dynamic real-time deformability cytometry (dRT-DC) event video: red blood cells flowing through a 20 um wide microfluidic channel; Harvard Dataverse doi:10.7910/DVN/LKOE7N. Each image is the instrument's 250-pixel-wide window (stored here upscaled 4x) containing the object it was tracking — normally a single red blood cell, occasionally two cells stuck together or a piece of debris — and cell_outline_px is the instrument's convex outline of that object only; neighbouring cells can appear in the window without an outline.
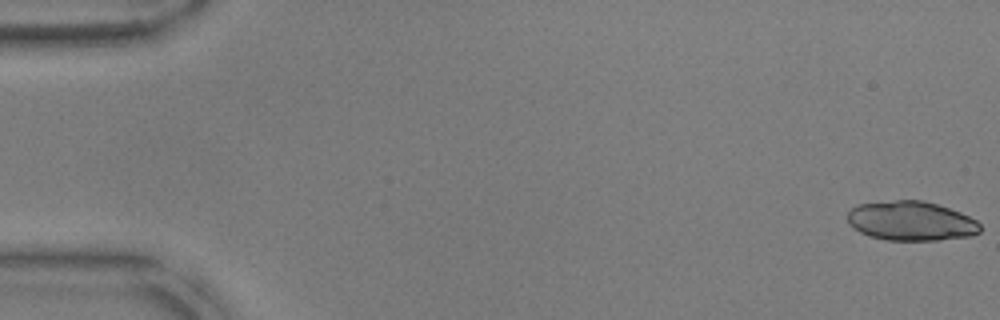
{"species": "common noctule bat (a hibernating species)", "species_latin": "Nyctalus noctula", "temperature_condition": "warm", "stored_images_in_passage": 53, "camera_frame_rate_fps": 3000, "um_per_image_px": 0.085, "animal": {"sex": "male", "body_mass_g": 17.9, "forearm_length_mm": 54.2}, "frame": {"image": 1, "passage_image": 1, "time_ms": 0.0, "image_size_px": [1000, 320], "cell_outline_px": [[980, 232], [972, 236], [940, 240], [884, 240], [868, 236], [860, 232], [848, 224], [848, 212], [856, 204], [896, 200], [924, 200], [960, 212], [976, 220], [980, 224]], "centroid_in_image_um": [77.43, 18.79], "position_along_channel_um": 7.6, "area_um2": 30.63}}
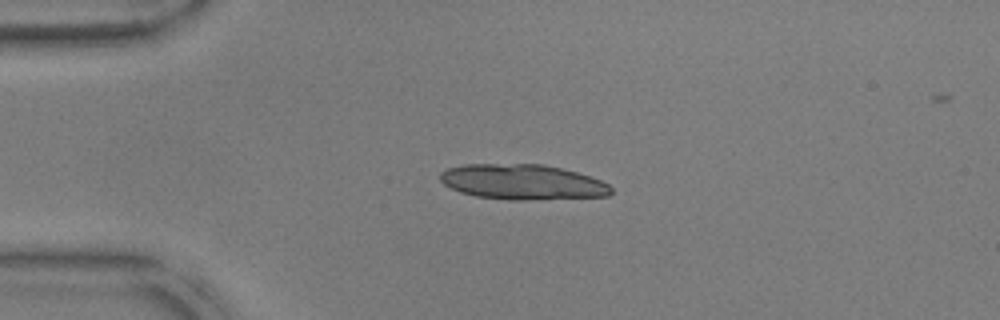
{"frame": {"image": 2, "passage_image": 13, "time_ms": 4.0, "image_size_px": [1000, 320], "cell_outline_px": [[612, 192], [608, 196], [520, 200], [508, 200], [476, 196], [460, 192], [444, 184], [440, 180], [440, 172], [448, 168], [464, 164], [544, 164], [576, 172], [600, 180], [608, 184], [612, 188]], "centroid_in_image_um": [44.39, 15.47], "position_along_channel_um": 40.6, "area_um2": 34.97}}